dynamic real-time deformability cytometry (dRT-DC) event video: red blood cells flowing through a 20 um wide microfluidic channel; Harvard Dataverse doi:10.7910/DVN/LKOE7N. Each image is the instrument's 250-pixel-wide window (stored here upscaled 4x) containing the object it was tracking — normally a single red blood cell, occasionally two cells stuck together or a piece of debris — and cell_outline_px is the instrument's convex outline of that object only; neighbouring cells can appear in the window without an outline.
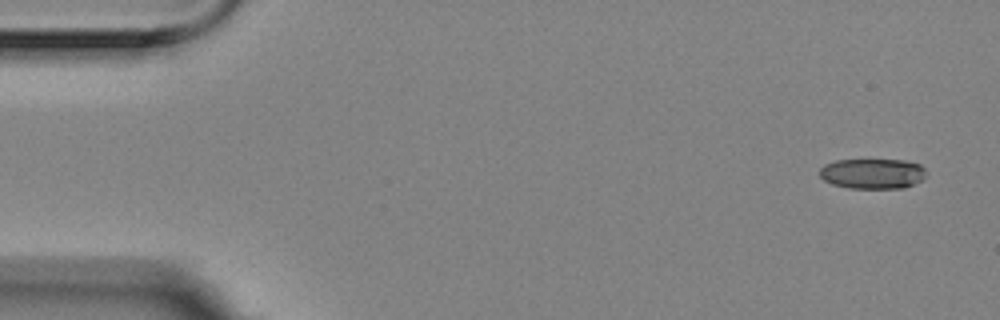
{"species": "Egyptian fruit bat (a non-hibernating species)", "species_latin": "Rousettus aegyptiacus", "temperature_condition": "room temperature", "stored_images_in_passage": 8, "camera_frame_rate_fps": 3000, "um_per_image_px": 0.085, "animal": {"sex": "female"}, "frame": {"image": 1, "passage_image": 1, "time_ms": 0.0, "image_size_px": [1000, 320], "cell_outline_px": [[924, 176], [920, 180], [904, 188], [848, 188], [832, 184], [824, 180], [820, 176], [820, 168], [824, 164], [836, 160], [904, 160], [920, 164], [924, 168]], "centroid_in_image_um": [74.13, 14.75], "position_along_channel_um": 10.9, "area_um2": 18.67}}
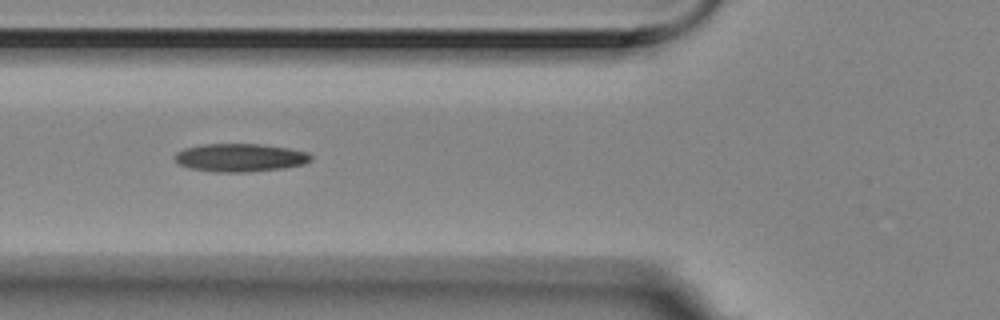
{"frame": {"image": 2, "passage_image": 6, "time_ms": 1.667, "image_size_px": [1000, 320], "cell_outline_px": [[312, 160], [304, 164], [280, 168], [244, 172], [216, 172], [192, 168], [180, 164], [172, 156], [176, 152], [184, 148], [204, 144], [260, 144], [288, 148], [308, 152], [312, 156]], "centroid_in_image_um": [20.41, 13.39], "position_along_channel_um": 105.4, "area_um2": 22.14}}
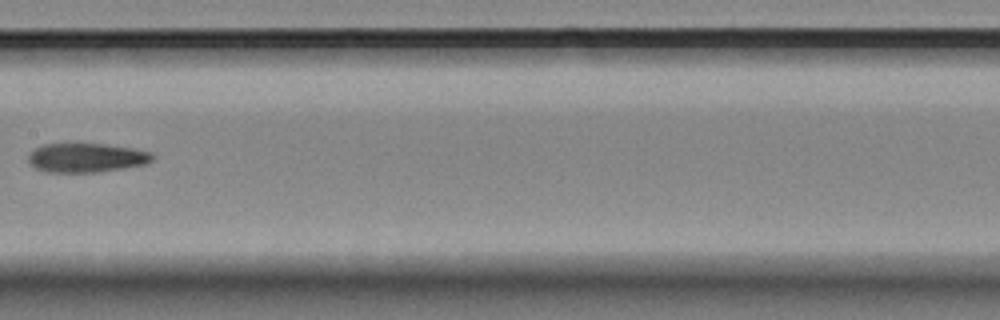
{"frame": {"image": 3, "passage_image": 8, "time_ms": 2.333, "image_size_px": [1000, 320], "cell_outline_px": [[156, 156], [148, 164], [96, 172], [48, 172], [32, 168], [28, 164], [28, 156], [36, 148], [44, 144], [104, 144], [132, 148], [152, 152]], "centroid_in_image_um": [7.35, 13.41], "position_along_channel_um": 200.1, "area_um2": 21.15}}